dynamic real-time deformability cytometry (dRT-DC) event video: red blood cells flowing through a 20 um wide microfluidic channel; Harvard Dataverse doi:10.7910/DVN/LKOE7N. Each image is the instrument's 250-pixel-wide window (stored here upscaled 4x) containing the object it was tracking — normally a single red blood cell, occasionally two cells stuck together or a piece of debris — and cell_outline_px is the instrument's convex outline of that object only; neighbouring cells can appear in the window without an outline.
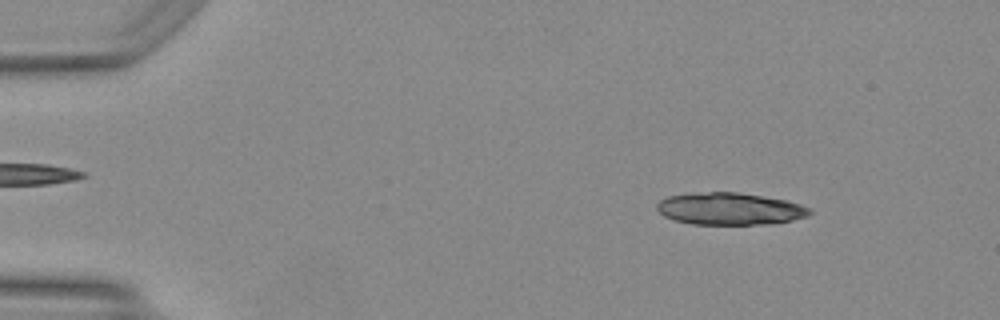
{"species": "Egyptian fruit bat (a non-hibernating species)", "species_latin": "Rousettus aegyptiacus", "temperature_condition": "warm", "stored_images_in_passage": 15, "camera_frame_rate_fps": 3000, "um_per_image_px": 0.085, "animal": {"sex": "female"}, "frame": {"image": 1, "passage_image": 6, "time_ms": 1.667, "image_size_px": [1000, 320], "cell_outline_px": [[812, 212], [808, 216], [792, 220], [768, 224], [692, 224], [676, 220], [664, 216], [656, 208], [656, 204], [660, 200], [668, 196], [708, 192], [740, 192], [784, 200], [800, 204], [808, 208]], "centroid_in_image_um": [62.03, 17.75], "position_along_channel_um": 23.0, "area_um2": 28.32}}
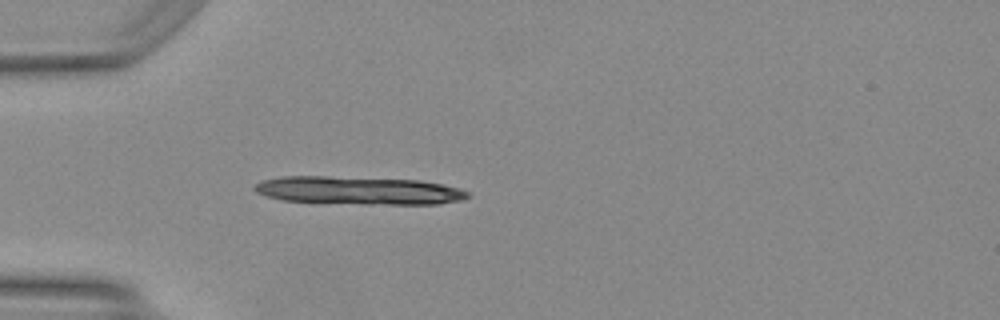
{"frame": {"image": 2, "passage_image": 14, "time_ms": 4.333, "image_size_px": [1000, 320], "cell_outline_px": [[468, 196], [460, 200], [440, 204], [368, 204], [284, 200], [268, 196], [256, 192], [252, 188], [256, 184], [264, 180], [280, 176], [328, 176], [420, 180], [444, 184], [460, 188], [468, 192]], "centroid_in_image_um": [30.51, 16.18], "position_along_channel_um": 54.5, "area_um2": 34.68}}